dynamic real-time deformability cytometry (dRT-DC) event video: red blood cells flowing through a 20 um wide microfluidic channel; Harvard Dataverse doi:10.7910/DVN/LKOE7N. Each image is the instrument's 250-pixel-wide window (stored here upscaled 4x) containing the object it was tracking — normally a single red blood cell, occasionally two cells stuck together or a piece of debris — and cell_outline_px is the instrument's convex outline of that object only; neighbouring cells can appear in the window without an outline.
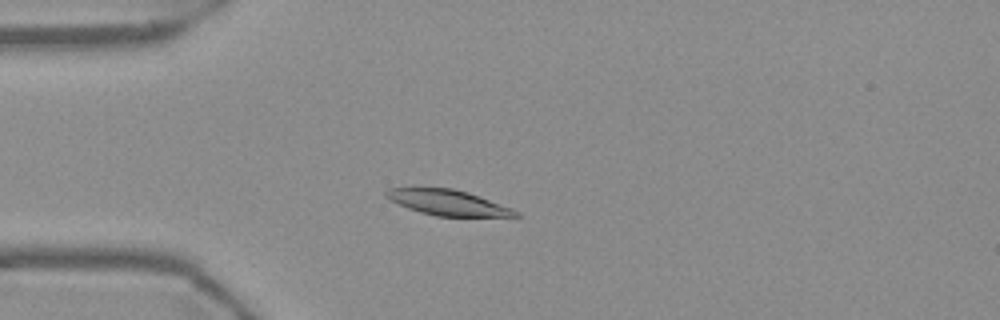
{"species": "Egyptian fruit bat (a non-hibernating species)", "species_latin": "Rousettus aegyptiacus", "temperature_condition": "warm", "stored_images_in_passage": 54, "camera_frame_rate_fps": 3000, "um_per_image_px": 0.085, "frame": {"image": 1, "passage_image": 13, "time_ms": 4.0, "image_size_px": [1000, 320], "cell_outline_px": [[520, 216], [436, 216], [420, 212], [408, 208], [384, 196], [384, 192], [388, 188], [452, 188], [468, 192], [480, 196], [512, 208], [520, 212]], "centroid_in_image_um": [38.08, 17.21], "position_along_channel_um": 46.9, "area_um2": 19.02}}
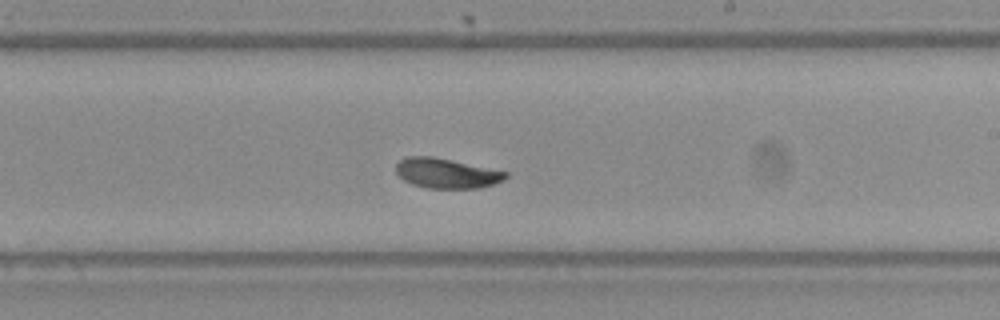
{"frame": {"image": 2, "passage_image": 31, "time_ms": 10.0, "image_size_px": [1000, 320], "cell_outline_px": [[508, 176], [504, 180], [480, 188], [428, 188], [412, 184], [404, 180], [396, 172], [396, 164], [400, 160], [408, 156], [432, 156], [452, 160], [508, 172]], "centroid_in_image_um": [37.95, 14.72], "position_along_channel_um": 251.1, "area_um2": 19.02}}
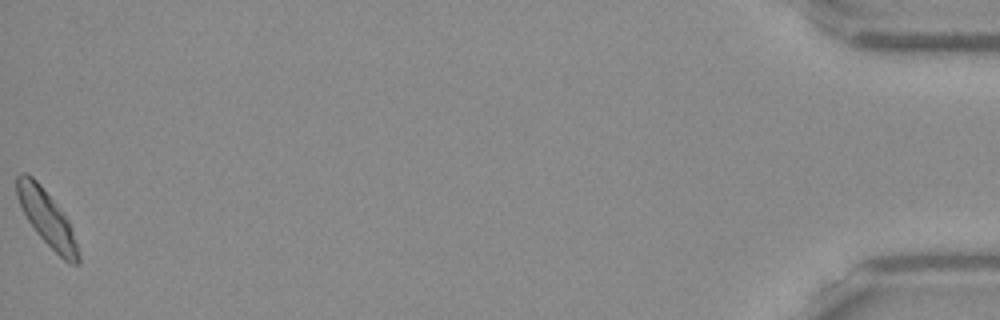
{"frame": {"image": 3, "passage_image": 54, "time_ms": 17.667, "image_size_px": [1000, 320], "cell_outline_px": [[80, 264], [72, 264], [64, 260], [36, 232], [28, 220], [16, 196], [16, 176], [20, 172], [24, 172], [32, 176], [40, 184], [56, 204], [68, 220], [72, 228], [80, 256]], "centroid_in_image_um": [3.98, 18.52], "position_along_channel_um": 431.2, "area_um2": 19.54}, "authors_computed_cell_mechanics": {"area_um2": 19.7387, "velocity_mm_per_s": 3.6604, "shape_relaxation_time_tau1_ms": 2.3841, "shape_relaxation_time_tau2_ms": null, "deformation_change_tau1": 0.1252, "deformation_change_tau2": null}}